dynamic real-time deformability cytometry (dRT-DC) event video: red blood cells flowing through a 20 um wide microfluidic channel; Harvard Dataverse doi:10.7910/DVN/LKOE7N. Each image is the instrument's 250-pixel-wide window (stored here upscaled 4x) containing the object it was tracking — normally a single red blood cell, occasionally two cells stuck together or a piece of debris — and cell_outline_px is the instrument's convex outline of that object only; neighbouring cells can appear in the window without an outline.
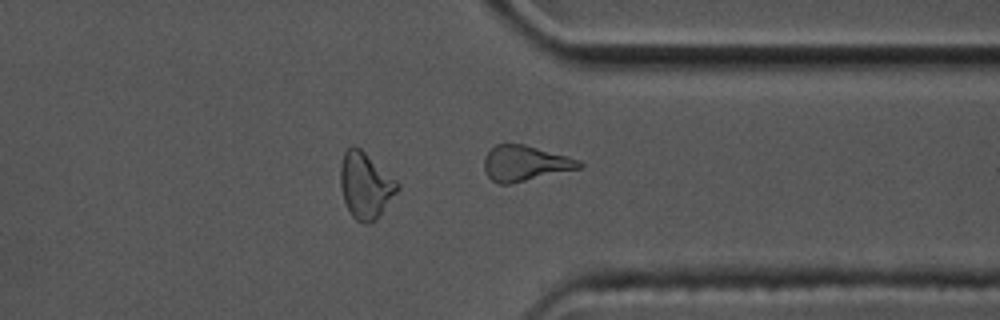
{"species": "common noctule bat (a hibernating species)", "species_latin": "Nyctalus noctula", "temperature_condition": "cold", "stored_images_in_passage": 32, "camera_frame_rate_fps": 3000, "um_per_image_px": 0.085, "animal": {"sex": "male", "body_mass_g": 17.5, "forearm_length_mm": 52.3}, "frame": {"image": 1, "passage_image": 32, "time_ms": 10.333, "image_size_px": [1000, 320], "cell_outline_px": [[584, 164], [580, 168], [508, 184], [500, 184], [492, 180], [488, 176], [484, 168], [484, 156], [496, 144], [524, 144], [568, 156], [580, 160]], "centroid_in_image_um": [44.63, 13.87], "position_along_channel_um": 366.8, "area_um2": 19.42}, "authors_computed_cell_mechanics": {"area_um2": 21.097, "velocity_mm_per_s": 3.5744, "shape_relaxation_time_tau1_ms": 6.0543, "shape_relaxation_time_tau2_ms": 4.8131, "deformation_change_tau1": 0.1323, "deformation_change_tau2": 0.1114}}